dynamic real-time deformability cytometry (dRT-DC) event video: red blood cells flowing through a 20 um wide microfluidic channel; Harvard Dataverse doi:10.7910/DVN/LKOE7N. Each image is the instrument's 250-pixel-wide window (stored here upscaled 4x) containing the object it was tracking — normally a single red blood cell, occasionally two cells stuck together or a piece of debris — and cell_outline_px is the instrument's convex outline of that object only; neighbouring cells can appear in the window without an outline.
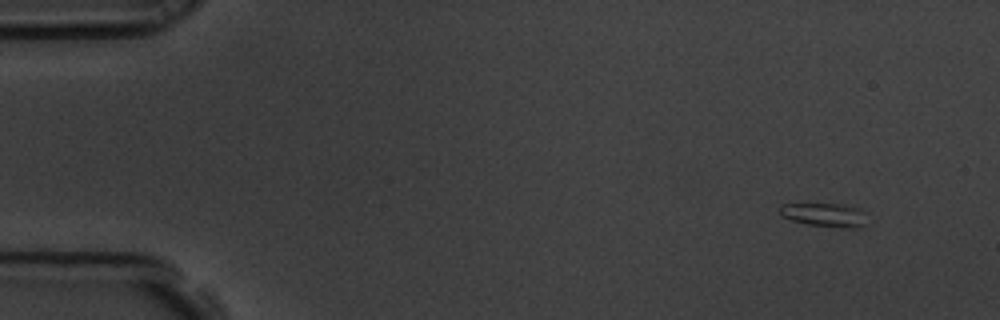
{"species": "common noctule bat (a hibernating species)", "species_latin": "Nyctalus noctula", "temperature_condition": "room temperature", "stored_images_in_passage": 10, "camera_frame_rate_fps": 3000, "um_per_image_px": 0.085, "animal": {"sex": "male", "body_mass_g": 19.5, "forearm_length_mm": 54.6}, "frame": {"image": 1, "passage_image": 1, "time_ms": 0.0, "image_size_px": [1000, 320], "cell_outline_px": [[864, 224], [860, 228], [844, 228], [808, 224], [792, 220], [780, 216], [780, 204], [844, 204], [856, 208], [860, 212]], "centroid_in_image_um": [70.0, 18.26], "position_along_channel_um": 15.0, "area_um2": 11.68}}